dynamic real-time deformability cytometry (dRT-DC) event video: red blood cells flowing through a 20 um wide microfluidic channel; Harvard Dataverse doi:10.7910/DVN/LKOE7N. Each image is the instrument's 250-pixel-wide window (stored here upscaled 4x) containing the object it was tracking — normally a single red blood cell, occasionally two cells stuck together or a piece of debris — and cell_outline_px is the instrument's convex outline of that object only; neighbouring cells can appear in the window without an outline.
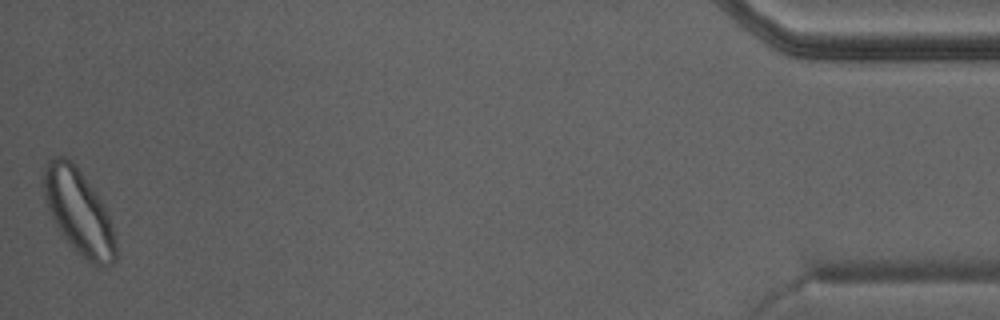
{"species": "Egyptian fruit bat (a non-hibernating species)", "species_latin": "Rousettus aegyptiacus", "temperature_condition": "warm", "stored_images_in_passage": 40, "camera_frame_rate_fps": 3000, "um_per_image_px": 0.085, "animal": {"sex": "male"}, "frame": {"image": 1, "passage_image": 40, "time_ms": 13.0, "image_size_px": [1000, 320], "cell_outline_px": [[116, 260], [112, 264], [92, 264], [76, 252], [60, 232], [48, 208], [40, 184], [44, 168], [48, 160], [56, 156], [64, 156], [76, 164], [96, 192], [108, 216], [116, 240]], "centroid_in_image_um": [6.65, 17.96], "position_along_channel_um": 428.5, "area_um2": 35.49}}